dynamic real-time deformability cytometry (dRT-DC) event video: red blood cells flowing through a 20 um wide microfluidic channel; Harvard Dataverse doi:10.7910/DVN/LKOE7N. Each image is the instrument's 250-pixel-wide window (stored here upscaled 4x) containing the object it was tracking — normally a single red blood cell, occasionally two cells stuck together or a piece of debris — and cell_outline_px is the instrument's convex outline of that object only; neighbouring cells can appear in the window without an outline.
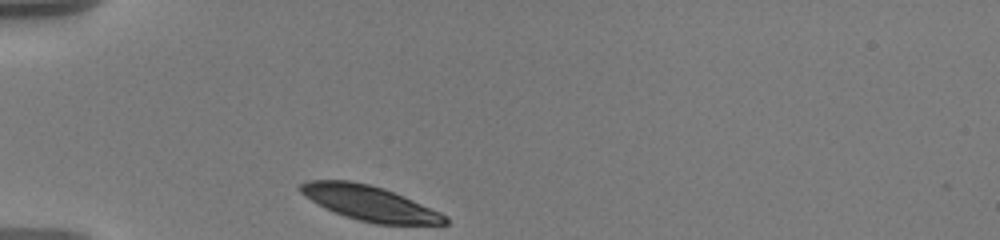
{"species": "human", "species_latin": "Homo sapiens", "temperature_condition": "warm", "stored_images_in_passage": 33, "camera_frame_rate_fps": 3000, "um_per_image_px": 0.085, "donor": {"sex": "male"}, "frame": {"image": 1, "passage_image": 1, "time_ms": 0.0, "image_size_px": [1000, 240], "cell_outline_px": [[448, 224], [376, 224], [344, 216], [312, 200], [300, 192], [296, 188], [300, 184], [308, 180], [348, 180], [368, 184], [384, 188], [404, 196], [440, 212], [448, 216]], "centroid_in_image_um": [31.43, 17.26], "position_along_channel_um": 53.6, "area_um2": 29.07}}
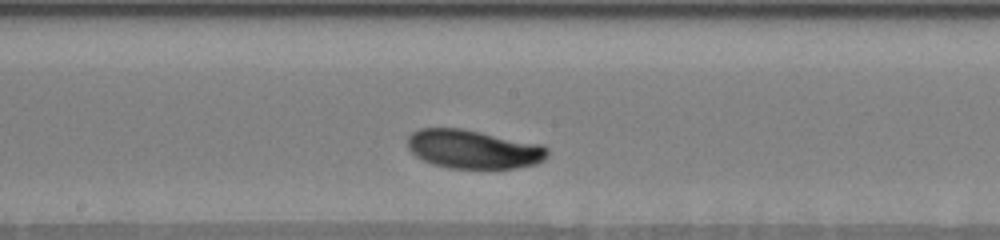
{"frame": {"image": 2, "passage_image": 16, "time_ms": 5.0, "image_size_px": [1000, 240], "cell_outline_px": [[548, 156], [544, 160], [536, 164], [520, 168], [452, 168], [432, 164], [416, 156], [408, 148], [408, 136], [412, 132], [420, 128], [460, 128], [544, 144], [548, 148]], "centroid_in_image_um": [40.28, 12.68], "position_along_channel_um": 207.9, "area_um2": 31.79}}
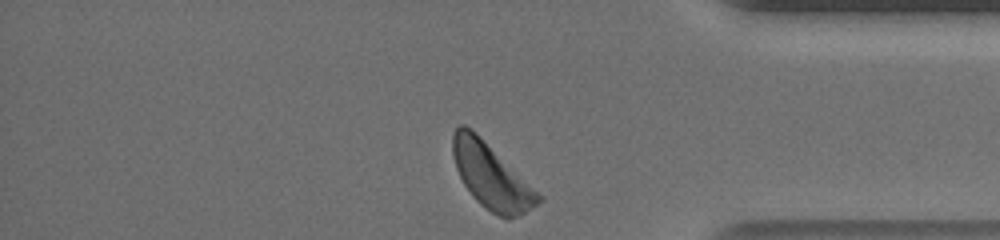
{"frame": {"image": 3, "passage_image": 33, "time_ms": 10.667, "image_size_px": [1000, 240], "cell_outline_px": [[544, 200], [524, 212], [508, 220], [492, 212], [480, 204], [472, 196], [464, 184], [456, 168], [452, 156], [452, 136], [456, 128], [460, 124], [464, 124], [472, 128], [544, 196]], "centroid_in_image_um": [41.76, 14.95], "position_along_channel_um": 393.4, "area_um2": 32.54}, "authors_computed_cell_mechanics": {"area_um2": 31.2698, "velocity_mm_per_s": 3.4891, "shape_relaxation_time_tau1_ms": 3.8231, "shape_relaxation_time_tau2_ms": null, "deformation_change_tau1": 0.1535, "deformation_change_tau2": null}}